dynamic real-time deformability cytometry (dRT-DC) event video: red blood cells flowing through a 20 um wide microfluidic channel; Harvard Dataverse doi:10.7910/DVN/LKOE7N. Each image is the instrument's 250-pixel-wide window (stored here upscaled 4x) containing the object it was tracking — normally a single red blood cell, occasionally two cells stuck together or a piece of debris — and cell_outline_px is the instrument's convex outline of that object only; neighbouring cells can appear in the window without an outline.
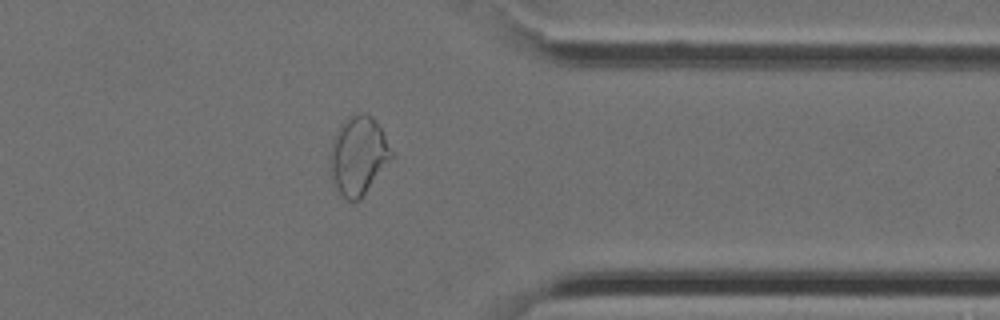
{"species": "Egyptian fruit bat (a non-hibernating species)", "species_latin": "Rousettus aegyptiacus", "temperature_condition": "cold", "stored_images_in_passage": 28, "camera_frame_rate_fps": 3000, "um_per_image_px": 0.085, "animal": {"sex": "female"}, "frame": {"image": 1, "passage_image": 20, "time_ms": 6.333, "image_size_px": [1000, 320], "cell_outline_px": [[392, 156], [360, 200], [348, 200], [336, 188], [332, 180], [328, 168], [328, 160], [332, 140], [344, 120], [348, 116], [364, 112], [372, 116], [380, 128], [392, 152]], "centroid_in_image_um": [30.4, 13.21], "position_along_channel_um": 381.0, "area_um2": 27.69}}